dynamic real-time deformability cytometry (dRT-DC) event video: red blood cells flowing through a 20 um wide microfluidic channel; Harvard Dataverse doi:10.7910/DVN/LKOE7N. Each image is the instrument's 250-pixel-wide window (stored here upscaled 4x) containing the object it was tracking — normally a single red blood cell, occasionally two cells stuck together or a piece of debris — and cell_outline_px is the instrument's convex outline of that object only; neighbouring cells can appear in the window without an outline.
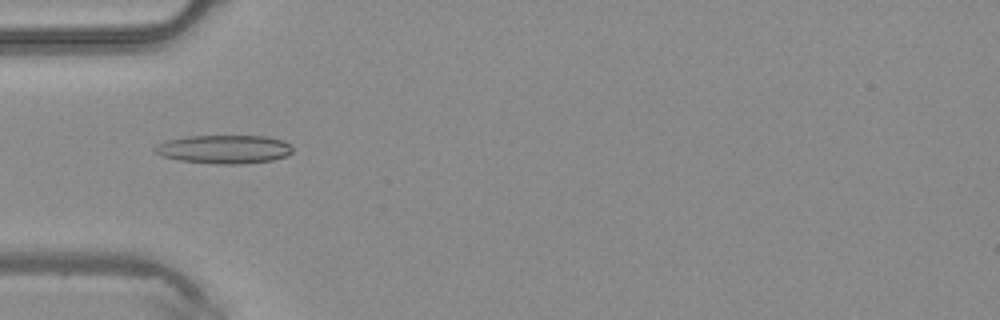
{"species": "common noctule bat (a hibernating species)", "species_latin": "Nyctalus noctula", "temperature_condition": "warm", "stored_images_in_passage": 4, "camera_frame_rate_fps": 3000, "um_per_image_px": 0.085, "animal": {"sex": "male", "body_mass_g": 20.4}, "frame": {"image": 1, "passage_image": 4, "time_ms": 1.0, "image_size_px": [1000, 320], "cell_outline_px": [[292, 152], [288, 156], [272, 160], [244, 164], [216, 164], [180, 160], [160, 156], [152, 152], [152, 148], [168, 140], [184, 136], [264, 136], [280, 140], [292, 144]], "centroid_in_image_um": [19.04, 12.69], "position_along_channel_um": 66.0, "area_um2": 23.06}}